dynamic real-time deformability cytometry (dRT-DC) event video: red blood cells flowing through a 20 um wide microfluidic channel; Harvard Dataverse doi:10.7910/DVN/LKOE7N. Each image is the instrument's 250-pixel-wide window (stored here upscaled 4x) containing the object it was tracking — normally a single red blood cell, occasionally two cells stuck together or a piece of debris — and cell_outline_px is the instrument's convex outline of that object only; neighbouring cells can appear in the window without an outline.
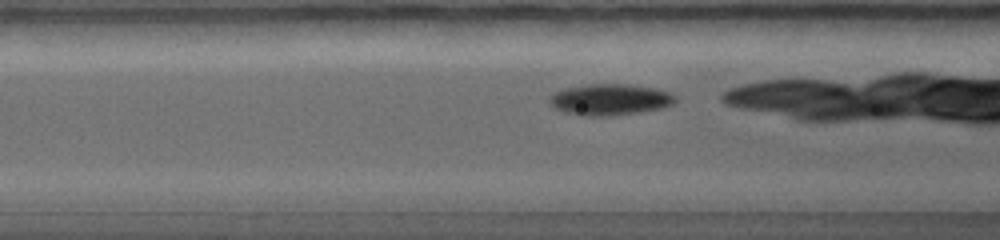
{"species": "common noctule bat (a hibernating species)", "species_latin": "Nyctalus noctula", "temperature_condition": "warm", "stored_images_in_passage": 16, "camera_frame_rate_fps": 5000, "um_per_image_px": 0.085, "animal": {"sex": "female", "body_mass_g": 19.0, "forearm_length_mm": 56.7}, "frame": {"image": 1, "passage_image": 7, "time_ms": 0.8, "image_size_px": [1000, 240], "cell_outline_px": [[676, 100], [672, 104], [660, 108], [632, 112], [576, 112], [560, 108], [552, 104], [552, 92], [564, 88], [584, 84], [628, 84], [656, 88], [668, 92], [676, 96]], "centroid_in_image_um": [51.95, 8.35], "position_along_channel_um": 114.6, "area_um2": 20.98}}
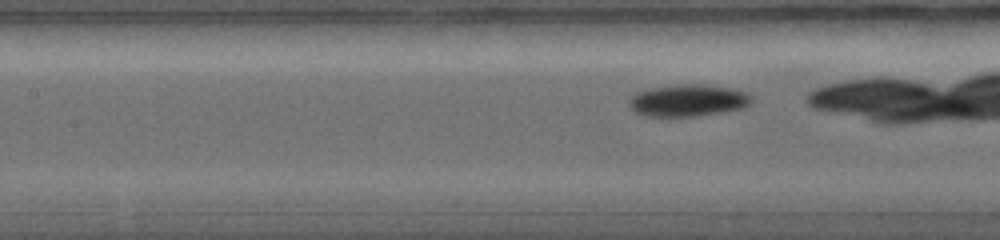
{"frame": {"image": 2, "passage_image": 11, "time_ms": 1.4, "image_size_px": [1000, 240], "cell_outline_px": [[752, 100], [748, 104], [740, 108], [712, 112], [680, 116], [660, 116], [640, 112], [632, 108], [632, 96], [636, 92], [648, 88], [672, 84], [712, 84], [736, 88], [748, 92], [752, 96]], "centroid_in_image_um": [58.56, 8.46], "position_along_channel_um": 148.8, "area_um2": 22.14}}